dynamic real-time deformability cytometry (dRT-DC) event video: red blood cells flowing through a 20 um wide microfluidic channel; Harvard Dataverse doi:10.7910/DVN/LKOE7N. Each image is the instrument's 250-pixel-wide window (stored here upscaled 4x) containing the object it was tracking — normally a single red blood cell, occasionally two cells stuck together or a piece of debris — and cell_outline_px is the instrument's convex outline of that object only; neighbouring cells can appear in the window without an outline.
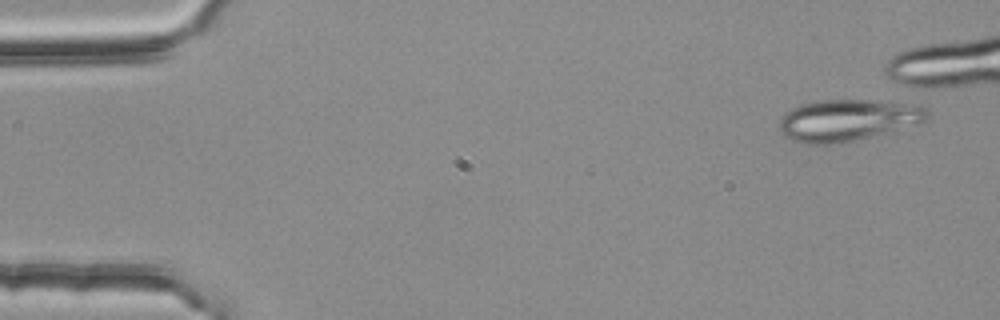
{"species": "common noctule bat (a hibernating species)", "species_latin": "Nyctalus noctula", "temperature_condition": "room temperature", "stored_images_in_passage": 1, "camera_frame_rate_fps": 3000, "um_per_image_px": 0.085, "animal": {"sex": "female", "body_mass_g": 25.1}, "frame": {"image": 1, "passage_image": 1, "time_ms": 0.0, "image_size_px": [1000, 320], "cell_outline_px": [[928, 116], [924, 120], [868, 136], [852, 140], [828, 144], [808, 144], [792, 140], [784, 136], [780, 128], [780, 116], [784, 112], [800, 104], [820, 100], [868, 100], [920, 104], [928, 108]], "centroid_in_image_um": [71.97, 10.18], "position_along_channel_um": 13.0, "area_um2": 35.14}}